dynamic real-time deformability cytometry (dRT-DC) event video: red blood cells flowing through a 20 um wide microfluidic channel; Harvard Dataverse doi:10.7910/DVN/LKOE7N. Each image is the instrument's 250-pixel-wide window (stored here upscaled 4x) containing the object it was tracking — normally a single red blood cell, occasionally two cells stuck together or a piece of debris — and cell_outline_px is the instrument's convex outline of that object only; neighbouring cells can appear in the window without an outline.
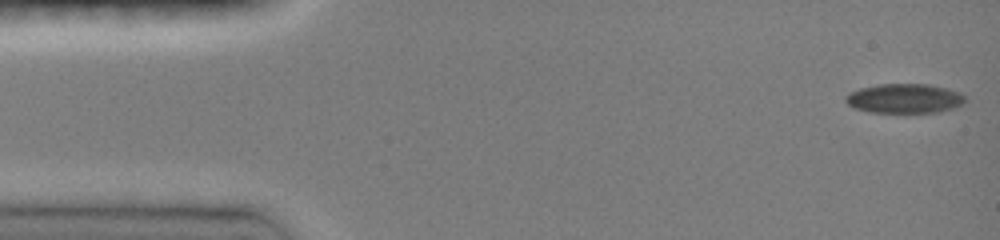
{"species": "common noctule bat (a hibernating species)", "species_latin": "Nyctalus noctula", "temperature_condition": "room temperature", "stored_images_in_passage": 44, "camera_frame_rate_fps": 3000, "um_per_image_px": 0.085, "animal": {"sex": "female", "body_mass_g": 19.0, "forearm_length_mm": 51.5}, "frame": {"image": 1, "passage_image": 1, "time_ms": 0.0, "image_size_px": [1000, 240], "cell_outline_px": [[964, 104], [952, 108], [936, 112], [868, 112], [852, 108], [844, 100], [844, 96], [848, 92], [860, 88], [880, 84], [928, 84], [960, 92], [964, 96]], "centroid_in_image_um": [76.81, 8.37], "position_along_channel_um": 8.2, "area_um2": 20.52}}
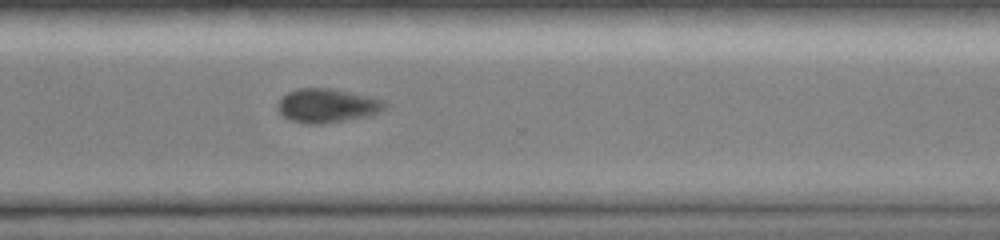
{"frame": {"image": 2, "passage_image": 34, "time_ms": 11.0, "image_size_px": [1000, 240], "cell_outline_px": [[388, 104], [380, 112], [372, 116], [320, 124], [308, 124], [288, 120], [280, 112], [276, 104], [288, 92], [300, 88], [332, 88], [368, 96], [384, 100]], "centroid_in_image_um": [27.83, 8.98], "position_along_channel_um": 342.8, "area_um2": 21.27}}
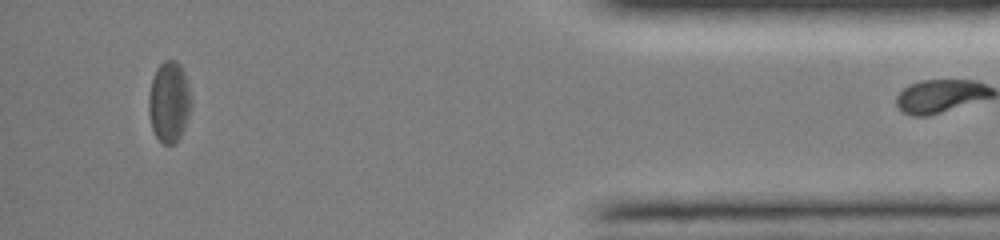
{"frame": {"image": 3, "passage_image": 43, "time_ms": 14.0, "image_size_px": [1000, 240], "cell_outline_px": [[192, 104], [184, 128], [176, 144], [164, 144], [156, 136], [152, 128], [148, 112], [148, 96], [152, 80], [156, 68], [164, 60], [176, 60], [180, 64], [184, 72], [192, 100]], "centroid_in_image_um": [14.37, 8.65], "position_along_channel_um": 420.8, "area_um2": 20.11}}